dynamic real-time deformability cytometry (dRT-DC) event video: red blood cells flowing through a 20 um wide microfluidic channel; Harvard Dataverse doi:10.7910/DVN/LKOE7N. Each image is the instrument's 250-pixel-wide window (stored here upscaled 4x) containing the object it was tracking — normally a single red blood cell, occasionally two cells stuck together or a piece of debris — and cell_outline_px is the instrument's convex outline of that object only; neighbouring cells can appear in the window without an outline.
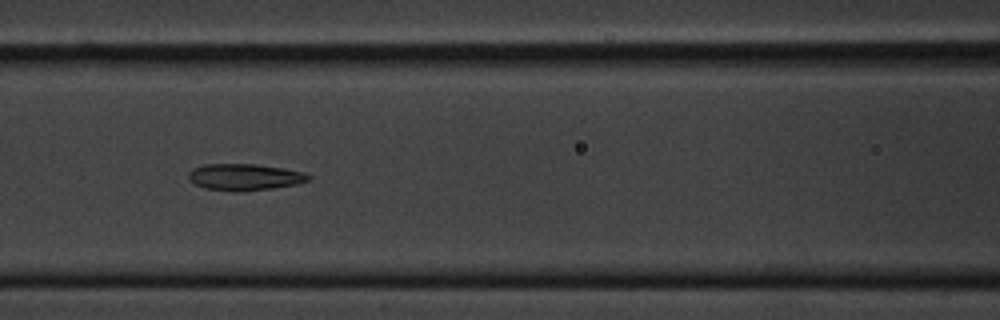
{"species": "common noctule bat (a hibernating species)", "species_latin": "Nyctalus noctula", "temperature_condition": "cold", "stored_images_in_passage": 15, "camera_frame_rate_fps": 3000, "um_per_image_px": 0.085, "animal": {"sex": "male", "body_mass_g": 20.1, "forearm_length_mm": 53.5}, "frame": {"image": 1, "passage_image": 6, "time_ms": 6.667, "image_size_px": [1000, 320], "cell_outline_px": [[312, 176], [308, 180], [296, 184], [272, 188], [240, 192], [204, 188], [188, 180], [188, 172], [192, 168], [204, 164], [256, 164], [284, 168], [304, 172]], "centroid_in_image_um": [20.77, 15.04], "position_along_channel_um": 145.8, "area_um2": 18.67}}
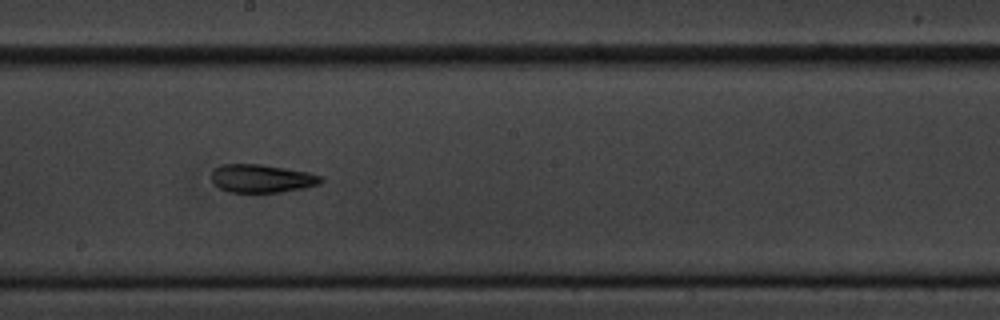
{"frame": {"image": 2, "passage_image": 8, "time_ms": 9.0, "image_size_px": [1000, 320], "cell_outline_px": [[324, 180], [320, 184], [304, 188], [280, 192], [228, 192], [220, 188], [212, 180], [212, 172], [220, 164], [260, 164], [308, 172], [320, 176]], "centroid_in_image_um": [22.26, 15.17], "position_along_channel_um": 225.9, "area_um2": 17.86}}
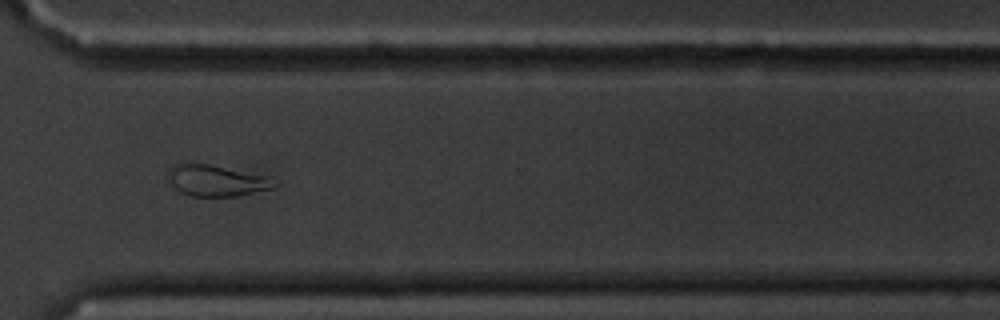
{"frame": {"image": 3, "passage_image": 11, "time_ms": 12.667, "image_size_px": [1000, 320], "cell_outline_px": [[280, 184], [272, 188], [236, 196], [192, 196], [180, 192], [168, 180], [168, 168], [172, 164], [208, 164], [268, 176], [280, 180]], "centroid_in_image_um": [18.44, 15.35], "position_along_channel_um": 352.2, "area_um2": 19.36}, "authors_computed_cell_mechanics": {"area_um2": 19.7676, "velocity_mm_per_s": 3.4411, "shape_relaxation_time_tau1_ms": 2.6777, "shape_relaxation_time_tau2_ms": 2.6963, "deformation_change_tau1": 0.0915, "deformation_change_tau2": 0.0947}}